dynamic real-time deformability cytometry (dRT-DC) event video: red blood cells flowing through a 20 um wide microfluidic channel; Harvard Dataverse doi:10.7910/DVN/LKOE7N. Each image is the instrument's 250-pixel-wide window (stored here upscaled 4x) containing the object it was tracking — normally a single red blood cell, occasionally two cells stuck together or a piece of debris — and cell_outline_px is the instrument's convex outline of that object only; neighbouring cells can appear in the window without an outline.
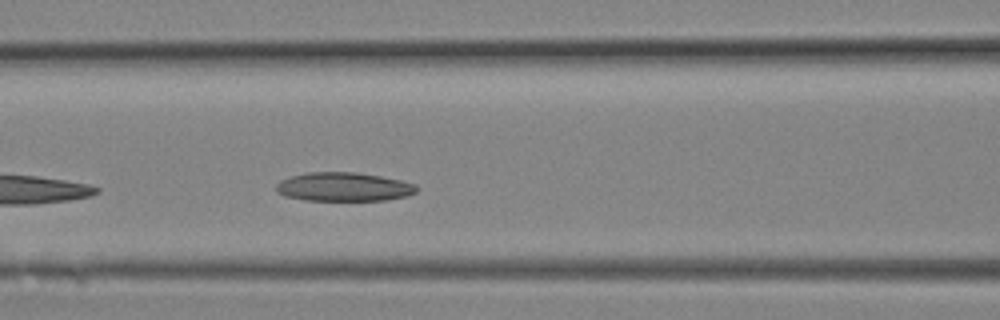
{"species": "Egyptian fruit bat (a non-hibernating species)", "species_latin": "Rousettus aegyptiacus", "temperature_condition": "room temperature", "stored_images_in_passage": 4, "segment_of_instrument_passage": [1, 2], "camera_frame_rate_fps": 3000, "um_per_image_px": 0.085, "animal": {"sex": "female"}, "frame": {"image": 1, "passage_image": 3, "time_ms": 0.667, "image_size_px": [1000, 320], "cell_outline_px": [[416, 192], [408, 196], [384, 200], [304, 200], [284, 196], [276, 192], [276, 184], [280, 180], [288, 176], [308, 172], [356, 172], [380, 176], [400, 180], [416, 184]], "centroid_in_image_um": [29.17, 15.88], "position_along_channel_um": 137.4, "area_um2": 23.7}}